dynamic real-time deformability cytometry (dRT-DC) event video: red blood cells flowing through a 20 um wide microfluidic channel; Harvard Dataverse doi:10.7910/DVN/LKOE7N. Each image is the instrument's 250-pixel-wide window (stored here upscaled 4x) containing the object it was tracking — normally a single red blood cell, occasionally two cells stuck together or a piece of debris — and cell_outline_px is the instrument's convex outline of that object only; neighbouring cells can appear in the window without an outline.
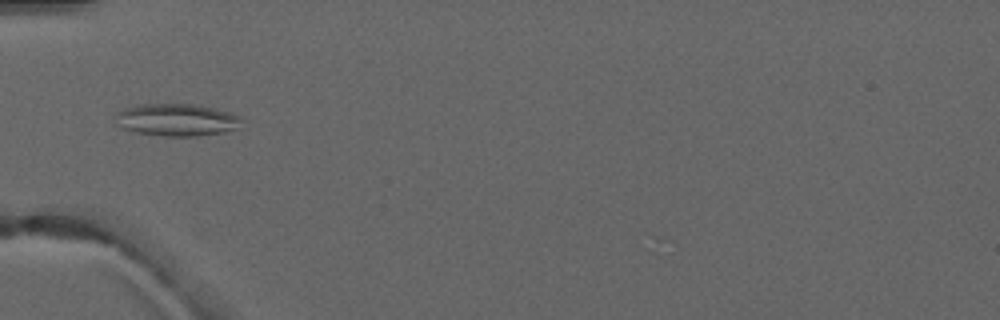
{"species": "common noctule bat (a hibernating species)", "species_latin": "Nyctalus noctula", "temperature_condition": "warm", "stored_images_in_passage": 2, "camera_frame_rate_fps": 3000, "um_per_image_px": 0.085, "animal": {"sex": "male", "forearm_length_mm": 52.5}, "frame": {"image": 1, "passage_image": 1, "time_ms": 0.0, "image_size_px": [1000, 320], "cell_outline_px": [[244, 120], [236, 128], [224, 132], [200, 136], [164, 136], [136, 132], [120, 128], [116, 124], [116, 112], [124, 108], [140, 104], [192, 104], [232, 112], [240, 116]], "centroid_in_image_um": [15.01, 10.19], "position_along_channel_um": 70.0, "area_um2": 23.93}}